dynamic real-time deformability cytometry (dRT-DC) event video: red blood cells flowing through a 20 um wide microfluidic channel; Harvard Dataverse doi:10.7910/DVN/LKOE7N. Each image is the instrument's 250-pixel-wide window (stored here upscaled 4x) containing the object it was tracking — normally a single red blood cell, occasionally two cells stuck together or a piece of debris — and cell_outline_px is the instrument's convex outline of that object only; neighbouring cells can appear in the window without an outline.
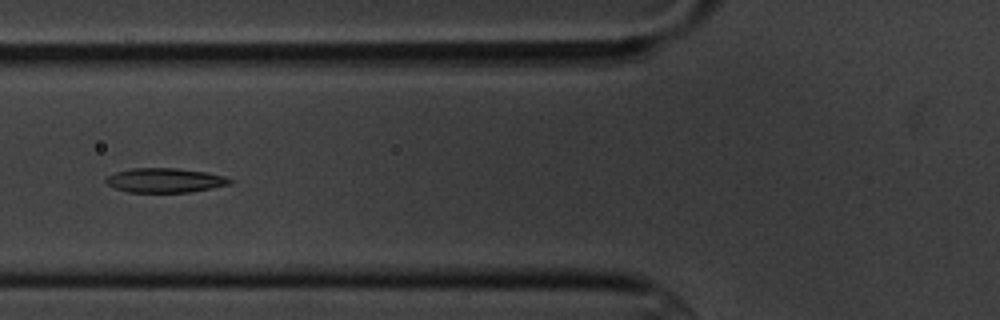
{"species": "common noctule bat (a hibernating species)", "species_latin": "Nyctalus noctula", "temperature_condition": "cold", "stored_images_in_passage": 11, "camera_frame_rate_fps": 3000, "um_per_image_px": 0.085, "animal": {"sex": "male", "body_mass_g": 20.1, "forearm_length_mm": 53.5}, "frame": {"image": 1, "passage_image": 5, "time_ms": 5.0, "image_size_px": [1000, 320], "cell_outline_px": [[236, 180], [232, 184], [212, 188], [188, 192], [128, 192], [116, 188], [108, 184], [104, 180], [108, 176], [116, 172], [132, 168], [176, 168], [204, 172], [224, 176]], "centroid_in_image_um": [14.06, 15.33], "position_along_channel_um": 111.7, "area_um2": 17.57}}
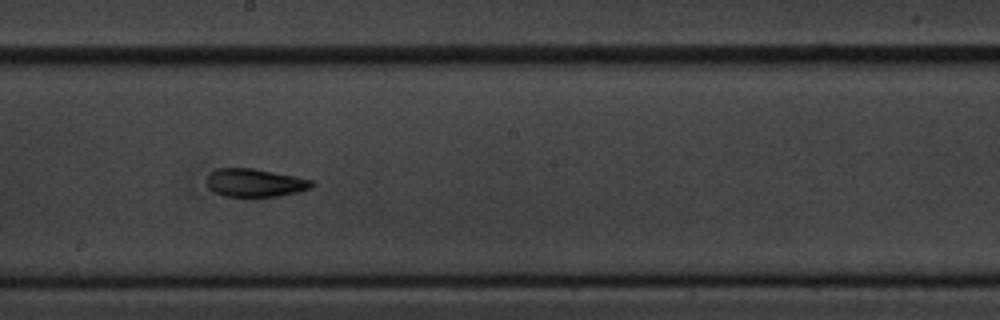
{"frame": {"image": 2, "passage_image": 8, "time_ms": 8.333, "image_size_px": [1000, 320], "cell_outline_px": [[316, 184], [312, 188], [300, 192], [256, 200], [224, 196], [208, 188], [208, 176], [216, 168], [252, 168], [296, 176], [312, 180]], "centroid_in_image_um": [21.72, 15.59], "position_along_channel_um": 226.5, "area_um2": 17.98}}
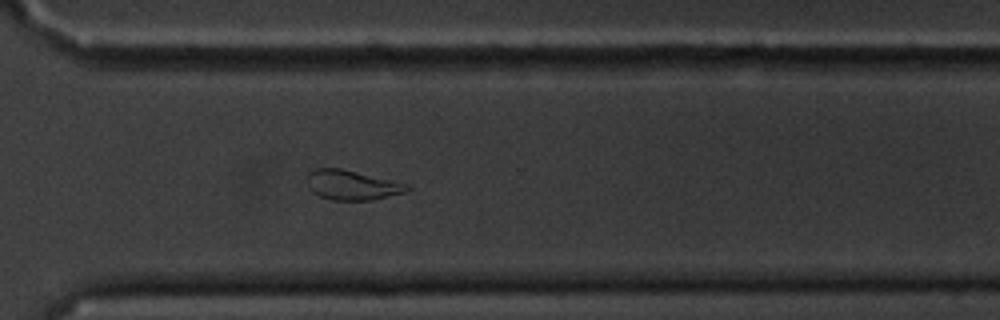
{"frame": {"image": 3, "passage_image": 11, "time_ms": 11.667, "image_size_px": [1000, 320], "cell_outline_px": [[412, 188], [404, 192], [372, 200], [332, 200], [320, 196], [312, 192], [308, 188], [308, 172], [316, 168], [340, 168], [408, 184]], "centroid_in_image_um": [29.89, 15.73], "position_along_channel_um": 340.7, "area_um2": 17.17}}